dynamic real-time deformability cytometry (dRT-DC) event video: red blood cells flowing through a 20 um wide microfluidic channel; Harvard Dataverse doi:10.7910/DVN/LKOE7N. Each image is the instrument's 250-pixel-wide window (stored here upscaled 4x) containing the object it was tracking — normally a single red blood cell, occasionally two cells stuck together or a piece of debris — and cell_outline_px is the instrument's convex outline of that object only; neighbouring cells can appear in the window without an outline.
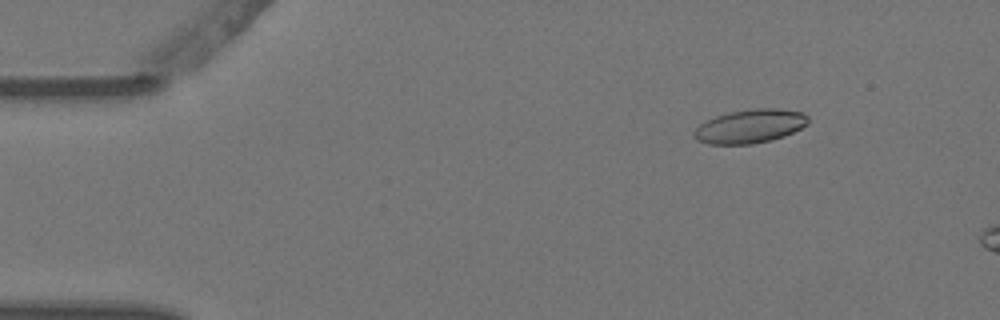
{"species": "Egyptian fruit bat (a non-hibernating species)", "species_latin": "Rousettus aegyptiacus", "temperature_condition": "warm", "stored_images_in_passage": 3, "camera_frame_rate_fps": 3000, "um_per_image_px": 0.085, "animal": {"sex": "female"}, "frame": {"image": 1, "passage_image": 2, "time_ms": 0.333, "image_size_px": [1000, 320], "cell_outline_px": [[808, 124], [784, 136], [752, 144], [708, 144], [696, 140], [692, 136], [692, 132], [700, 124], [716, 116], [728, 112], [756, 108], [776, 108], [804, 112], [808, 116]], "centroid_in_image_um": [63.73, 10.72], "position_along_channel_um": 21.3, "area_um2": 22.43}}